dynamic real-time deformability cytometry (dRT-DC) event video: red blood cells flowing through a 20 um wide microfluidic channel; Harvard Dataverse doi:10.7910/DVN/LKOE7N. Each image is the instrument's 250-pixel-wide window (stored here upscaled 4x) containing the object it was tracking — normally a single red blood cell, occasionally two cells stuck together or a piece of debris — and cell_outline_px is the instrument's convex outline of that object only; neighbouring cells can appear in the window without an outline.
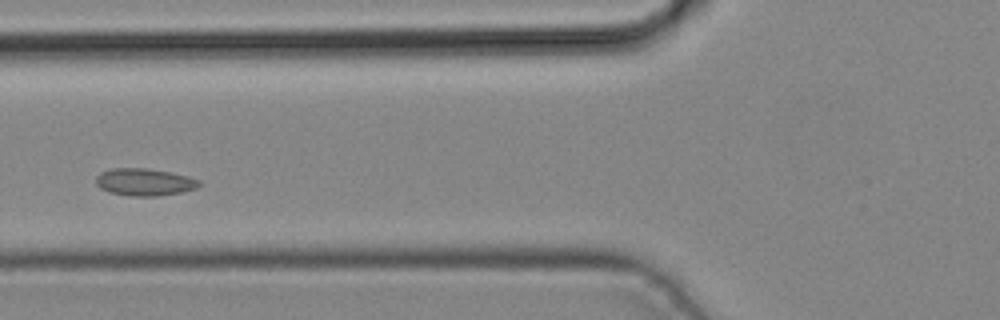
{"species": "common noctule bat (a hibernating species)", "species_latin": "Nyctalus noctula", "temperature_condition": "cold", "stored_images_in_passage": 3, "camera_frame_rate_fps": 3000, "um_per_image_px": 0.085, "animal": {"sex": "male", "body_mass_g": 19.2, "forearm_length_mm": 51.8}, "frame": {"image": 1, "passage_image": 3, "time_ms": 0.667, "image_size_px": [1000, 320], "cell_outline_px": [[200, 184], [196, 188], [184, 192], [156, 196], [132, 196], [108, 192], [100, 188], [96, 184], [96, 176], [100, 172], [112, 168], [148, 168], [172, 172], [188, 176], [200, 180]], "centroid_in_image_um": [12.28, 15.47], "position_along_channel_um": 113.5, "area_um2": 16.59}}